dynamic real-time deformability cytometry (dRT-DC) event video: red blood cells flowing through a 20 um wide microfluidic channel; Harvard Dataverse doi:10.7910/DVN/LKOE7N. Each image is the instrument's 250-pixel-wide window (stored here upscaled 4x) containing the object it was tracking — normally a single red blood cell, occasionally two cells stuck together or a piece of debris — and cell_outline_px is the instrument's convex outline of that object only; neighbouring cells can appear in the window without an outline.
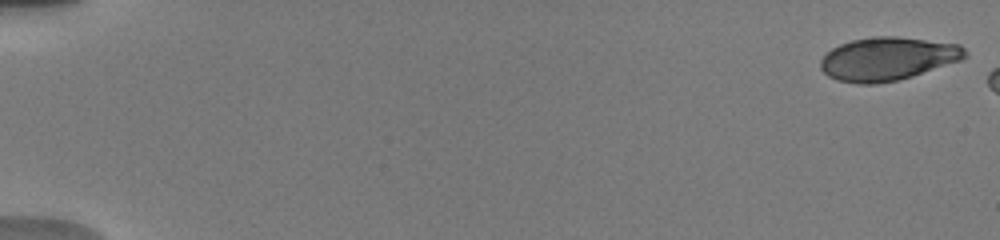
{"species": "human", "species_latin": "Homo sapiens", "temperature_condition": "warm", "stored_images_in_passage": 12, "camera_frame_rate_fps": 3000, "um_per_image_px": 0.085, "donor": {"sex": "male"}, "frame": {"image": 1, "passage_image": 1, "time_ms": 0.0, "image_size_px": [1000, 240], "cell_outline_px": [[968, 56], [960, 60], [912, 76], [896, 80], [876, 84], [860, 84], [836, 80], [828, 76], [820, 68], [820, 60], [832, 48], [840, 44], [852, 40], [872, 36], [896, 36], [960, 44], [968, 52]], "centroid_in_image_um": [75.44, 4.99], "position_along_channel_um": 9.6, "area_um2": 36.41}}